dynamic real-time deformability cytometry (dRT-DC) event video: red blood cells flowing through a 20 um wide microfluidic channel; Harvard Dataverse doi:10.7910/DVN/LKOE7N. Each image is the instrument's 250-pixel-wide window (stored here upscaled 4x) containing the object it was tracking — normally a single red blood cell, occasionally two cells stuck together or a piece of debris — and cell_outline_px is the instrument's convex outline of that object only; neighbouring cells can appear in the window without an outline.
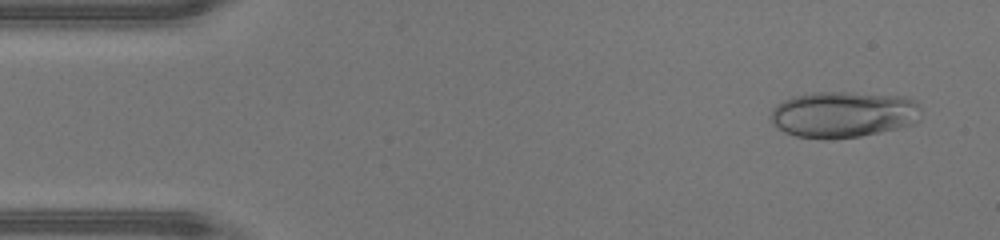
{"species": "human", "species_latin": "Homo sapiens", "temperature_condition": "warm", "stored_images_in_passage": 13, "camera_frame_rate_fps": 3000, "um_per_image_px": 0.085, "donor": {"sex": "male"}, "frame": {"image": 1, "passage_image": 3, "time_ms": 0.667, "image_size_px": [1000, 240], "cell_outline_px": [[920, 120], [916, 124], [860, 136], [828, 140], [824, 140], [796, 136], [784, 132], [772, 124], [768, 116], [772, 108], [776, 104], [792, 96], [812, 92], [848, 92], [908, 96], [916, 100], [920, 104]], "centroid_in_image_um": [71.68, 9.72], "position_along_channel_um": 13.3, "area_um2": 41.44}}